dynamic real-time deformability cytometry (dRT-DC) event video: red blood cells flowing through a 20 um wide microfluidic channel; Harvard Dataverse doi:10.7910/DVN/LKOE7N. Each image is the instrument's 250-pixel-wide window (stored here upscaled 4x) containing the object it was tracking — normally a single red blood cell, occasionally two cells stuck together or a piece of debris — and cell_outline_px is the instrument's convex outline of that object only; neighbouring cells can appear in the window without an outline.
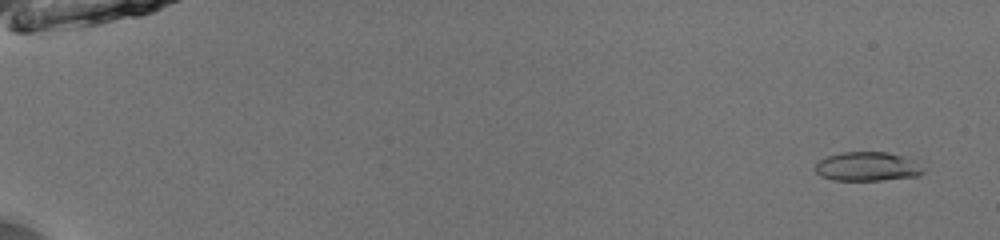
{"species": "common noctule bat (a hibernating species)", "species_latin": "Nyctalus noctula", "temperature_condition": "room temperature", "stored_images_in_passage": 53, "camera_frame_rate_fps": 3000, "um_per_image_px": 0.085, "animal": {"sex": "male", "body_mass_g": 13.0, "forearm_length_mm": 53.1}, "frame": {"image": 1, "passage_image": 3, "time_ms": 0.667, "image_size_px": [1000, 240], "cell_outline_px": [[924, 172], [920, 176], [880, 180], [832, 180], [820, 176], [816, 172], [816, 164], [820, 160], [828, 156], [840, 152], [888, 152], [900, 156], [924, 168]], "centroid_in_image_um": [73.68, 14.17], "position_along_channel_um": 11.3, "area_um2": 18.03}}
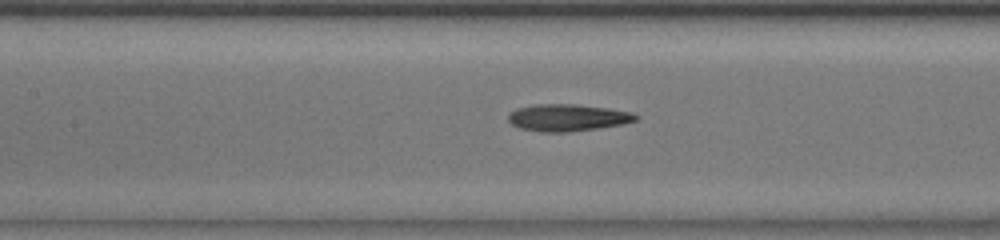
{"frame": {"image": 2, "passage_image": 27, "time_ms": 8.667, "image_size_px": [1000, 240], "cell_outline_px": [[640, 116], [636, 120], [624, 124], [568, 132], [540, 132], [520, 128], [512, 124], [508, 120], [508, 112], [516, 108], [532, 104], [576, 104], [608, 108], [632, 112]], "centroid_in_image_um": [48.22, 9.99], "position_along_channel_um": 159.2, "area_um2": 20.23}}
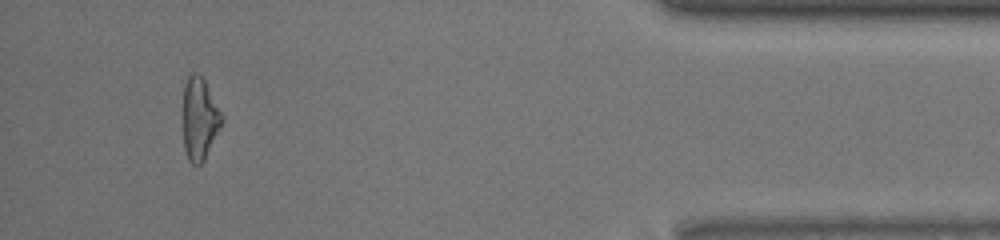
{"frame": {"image": 3, "passage_image": 50, "time_ms": 16.333, "image_size_px": [1000, 240], "cell_outline_px": [[224, 120], [204, 160], [200, 164], [192, 164], [188, 160], [184, 148], [184, 84], [188, 76], [192, 72], [196, 72], [204, 80], [224, 116]], "centroid_in_image_um": [16.98, 10.09], "position_along_channel_um": 418.2, "area_um2": 18.44}, "authors_computed_cell_mechanics": {"area_um2": 18.9584, "velocity_mm_per_s": 3.991, "shape_relaxation_time_tau1_ms": 8.3528, "shape_relaxation_time_tau2_ms": 2.7094, "deformation_change_tau1": 0.204, "deformation_change_tau2": 0.134}}